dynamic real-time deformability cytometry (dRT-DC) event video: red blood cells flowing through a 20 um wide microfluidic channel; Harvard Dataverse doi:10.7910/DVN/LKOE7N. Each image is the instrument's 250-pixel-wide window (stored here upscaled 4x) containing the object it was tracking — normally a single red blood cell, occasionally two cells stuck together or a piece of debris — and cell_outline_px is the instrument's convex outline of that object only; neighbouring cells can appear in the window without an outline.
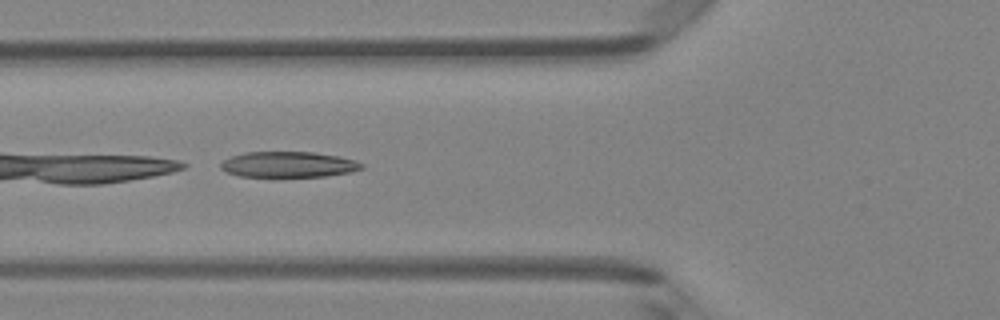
{"species": "Egyptian fruit bat (a non-hibernating species)", "species_latin": "Rousettus aegyptiacus", "temperature_condition": "room temperature", "stored_images_in_passage": 6, "camera_frame_rate_fps": 3000, "um_per_image_px": 0.085, "animal": {"sex": "female"}, "frame": {"image": 1, "passage_image": 3, "time_ms": 0.667, "image_size_px": [1000, 320], "cell_outline_px": [[364, 168], [352, 172], [324, 176], [276, 180], [240, 176], [224, 172], [220, 168], [220, 164], [224, 160], [232, 156], [244, 152], [312, 152], [340, 156], [356, 160], [364, 164]], "centroid_in_image_um": [24.5, 14.03], "position_along_channel_um": 101.3, "area_um2": 22.37}}
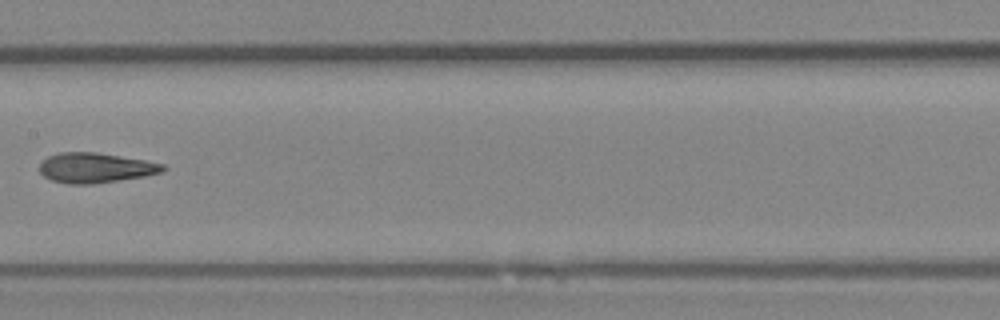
{"frame": {"image": 2, "passage_image": 5, "time_ms": 1.333, "image_size_px": [1000, 320], "cell_outline_px": [[168, 168], [160, 172], [144, 176], [92, 184], [68, 184], [52, 180], [44, 176], [40, 172], [40, 164], [48, 156], [60, 152], [96, 152], [144, 160], [164, 164]], "centroid_in_image_um": [8.1, 14.26], "position_along_channel_um": 199.3, "area_um2": 21.39}}
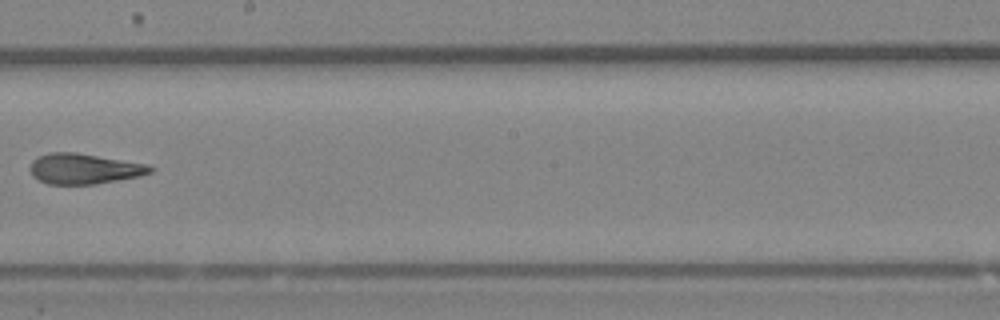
{"frame": {"image": 3, "passage_image": 6, "time_ms": 1.667, "image_size_px": [1000, 320], "cell_outline_px": [[156, 168], [152, 172], [140, 176], [96, 184], [48, 184], [32, 176], [28, 168], [32, 160], [48, 152], [76, 152], [148, 164]], "centroid_in_image_um": [7.15, 14.34], "position_along_channel_um": 241.1, "area_um2": 21.5}}